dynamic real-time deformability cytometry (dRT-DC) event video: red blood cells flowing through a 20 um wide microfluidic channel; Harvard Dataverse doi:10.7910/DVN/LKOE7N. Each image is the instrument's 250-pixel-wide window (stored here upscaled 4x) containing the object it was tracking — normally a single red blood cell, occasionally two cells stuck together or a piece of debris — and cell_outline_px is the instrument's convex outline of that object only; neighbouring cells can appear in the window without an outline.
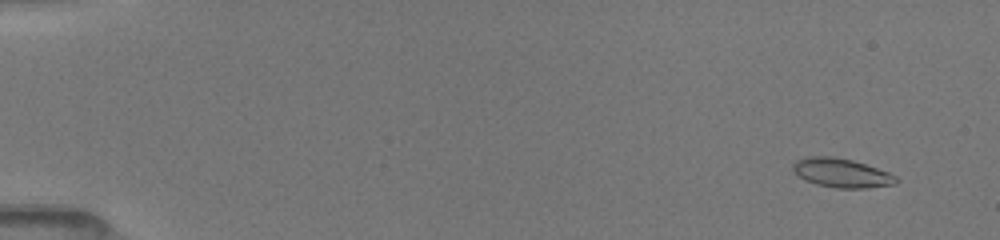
{"species": "common noctule bat (a hibernating species)", "species_latin": "Nyctalus noctula", "temperature_condition": "room temperature", "stored_images_in_passage": 52, "camera_frame_rate_fps": 3000, "um_per_image_px": 0.085, "animal": {"sex": "female", "body_mass_g": 19.5, "forearm_length_mm": 54.1}, "frame": {"image": 1, "passage_image": 4, "time_ms": 1.0, "image_size_px": [1000, 240], "cell_outline_px": [[900, 180], [896, 184], [868, 188], [836, 188], [816, 184], [804, 180], [792, 172], [792, 164], [796, 160], [804, 156], [832, 156], [852, 160], [888, 172], [896, 176]], "centroid_in_image_um": [71.49, 14.7], "position_along_channel_um": 13.5, "area_um2": 17.69}}
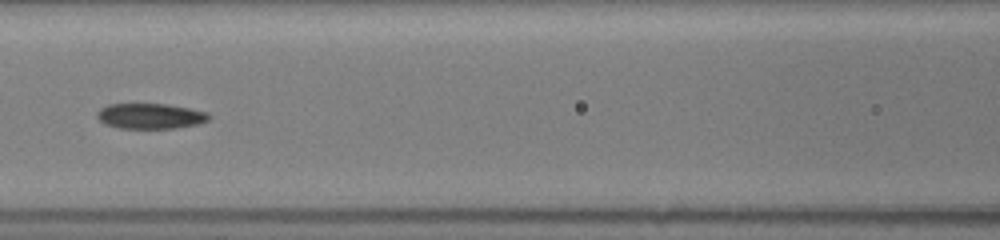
{"frame": {"image": 2, "passage_image": 25, "time_ms": 8.0, "image_size_px": [1000, 240], "cell_outline_px": [[208, 120], [196, 124], [176, 128], [120, 128], [104, 124], [96, 116], [96, 112], [100, 108], [108, 104], [168, 104], [208, 112]], "centroid_in_image_um": [12.73, 9.86], "position_along_channel_um": 153.9, "area_um2": 16.47}}
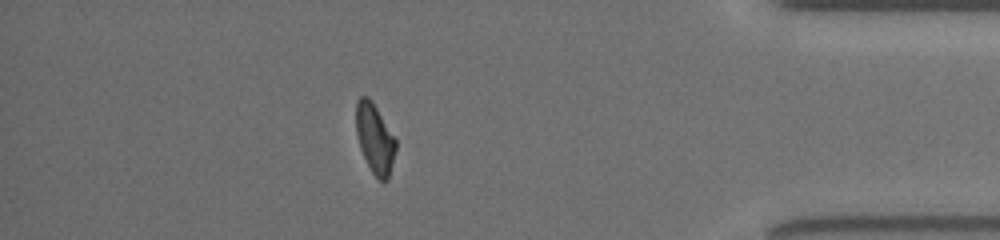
{"frame": {"image": 3, "passage_image": 46, "time_ms": 15.0, "image_size_px": [1000, 240], "cell_outline_px": [[396, 148], [388, 180], [380, 180], [372, 172], [360, 148], [356, 132], [356, 100], [360, 96], [368, 96], [372, 100], [396, 140]], "centroid_in_image_um": [31.85, 11.74], "position_along_channel_um": 403.4, "area_um2": 15.95}, "authors_computed_cell_mechanics": {"area_um2": 16.7042, "velocity_mm_per_s": 4.0589, "shape_relaxation_time_tau1_ms": null, "shape_relaxation_time_tau2_ms": 3.4605, "deformation_change_tau1": null, "deformation_change_tau2": 0.09}}